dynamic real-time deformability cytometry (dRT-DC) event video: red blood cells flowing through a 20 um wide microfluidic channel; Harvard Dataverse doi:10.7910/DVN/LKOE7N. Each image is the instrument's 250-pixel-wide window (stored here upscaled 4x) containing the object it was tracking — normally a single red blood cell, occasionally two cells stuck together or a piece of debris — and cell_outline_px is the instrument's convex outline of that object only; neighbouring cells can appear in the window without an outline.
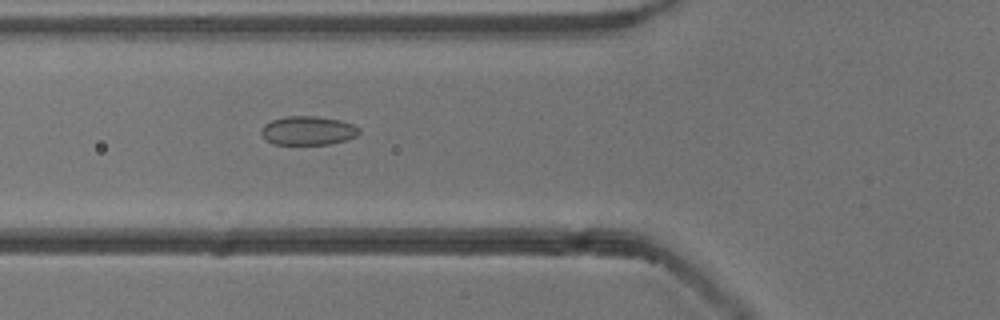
{"species": "common noctule bat (a hibernating species)", "species_latin": "Nyctalus noctula", "temperature_condition": "cold", "stored_images_in_passage": 39, "camera_frame_rate_fps": 3000, "um_per_image_px": 0.085, "animal": {"sex": "male", "body_mass_g": 13.3}, "frame": {"image": 1, "passage_image": 5, "time_ms": 1.333, "image_size_px": [1000, 320], "cell_outline_px": [[360, 132], [356, 136], [344, 140], [328, 144], [272, 144], [260, 132], [260, 128], [264, 124], [272, 120], [284, 116], [316, 116], [340, 120], [352, 124], [360, 128]], "centroid_in_image_um": [26.16, 11.09], "position_along_channel_um": 99.6, "area_um2": 16.42}}
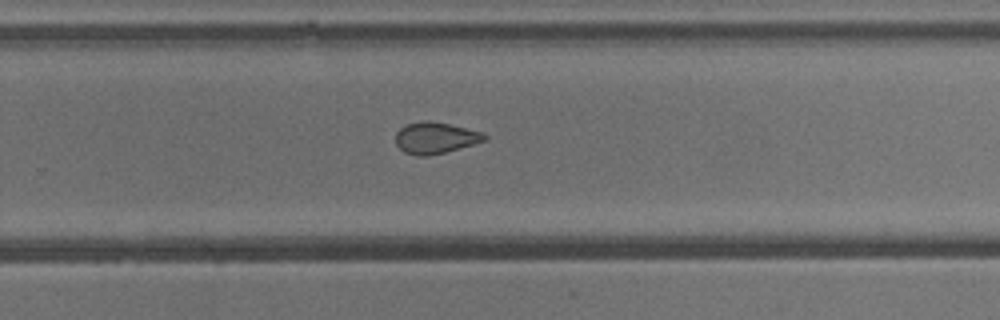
{"frame": {"image": 2, "passage_image": 20, "time_ms": 6.333, "image_size_px": [1000, 320], "cell_outline_px": [[488, 140], [444, 152], [428, 156], [416, 156], [404, 152], [396, 144], [396, 132], [400, 128], [408, 124], [424, 120], [428, 120], [448, 124], [484, 132], [488, 136]], "centroid_in_image_um": [37.02, 11.72], "position_along_channel_um": 292.8, "area_um2": 16.24}}
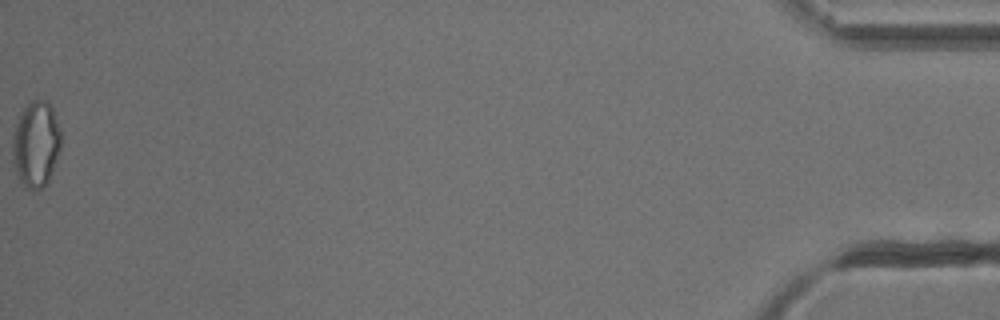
{"frame": {"image": 3, "passage_image": 39, "time_ms": 12.667, "image_size_px": [1000, 320], "cell_outline_px": [[60, 148], [48, 180], [44, 188], [36, 192], [32, 192], [24, 188], [16, 176], [12, 160], [12, 140], [16, 124], [20, 112], [32, 100], [44, 100], [52, 108], [60, 132]], "centroid_in_image_um": [3.01, 12.33], "position_along_channel_um": 432.2, "area_um2": 24.39}, "authors_computed_cell_mechanics": {"area_um2": 16.9354, "velocity_mm_per_s": 3.8484, "shape_relaxation_time_tau1_ms": null, "shape_relaxation_time_tau2_ms": 3.6253, "deformation_change_tau1": null, "deformation_change_tau2": 0.0955}}